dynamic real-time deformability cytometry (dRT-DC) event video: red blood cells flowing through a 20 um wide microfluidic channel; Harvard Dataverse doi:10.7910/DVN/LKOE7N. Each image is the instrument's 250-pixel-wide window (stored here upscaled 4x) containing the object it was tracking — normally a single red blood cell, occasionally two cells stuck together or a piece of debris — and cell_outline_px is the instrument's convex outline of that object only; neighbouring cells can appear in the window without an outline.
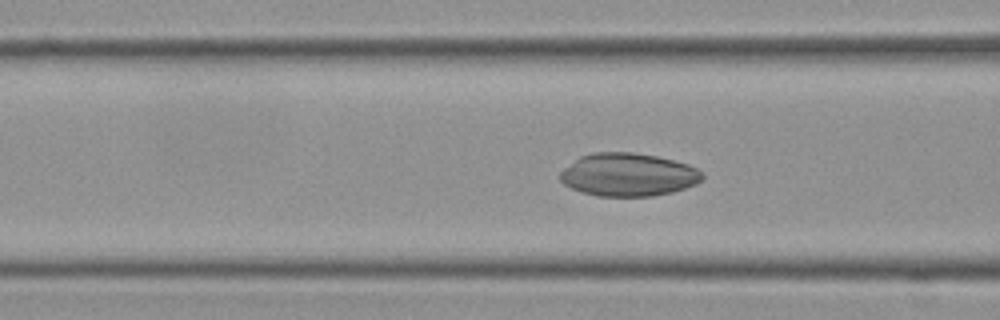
{"species": "Egyptian fruit bat (a non-hibernating species)", "species_latin": "Rousettus aegyptiacus", "temperature_condition": "cold", "stored_images_in_passage": 42, "camera_frame_rate_fps": 3000, "um_per_image_px": 0.085, "frame": {"image": 1, "passage_image": 7, "time_ms": 2.0, "image_size_px": [1000, 320], "cell_outline_px": [[704, 176], [696, 184], [672, 192], [652, 196], [596, 196], [572, 188], [564, 184], [560, 180], [560, 172], [564, 168], [580, 156], [592, 152], [632, 152], [656, 156], [688, 164], [704, 172]], "centroid_in_image_um": [53.4, 14.84], "position_along_channel_um": 113.2, "area_um2": 35.6}}
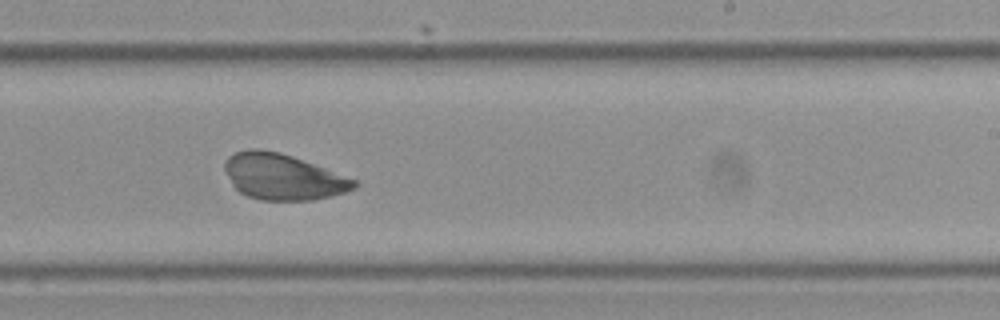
{"frame": {"image": 2, "passage_image": 20, "time_ms": 6.333, "image_size_px": [1000, 320], "cell_outline_px": [[360, 184], [356, 188], [344, 192], [312, 200], [260, 200], [248, 196], [240, 192], [232, 184], [224, 168], [224, 160], [228, 156], [236, 152], [248, 148], [256, 148], [280, 152], [292, 156], [356, 180]], "centroid_in_image_um": [24.02, 15.02], "position_along_channel_um": 265.0, "area_um2": 34.39}}
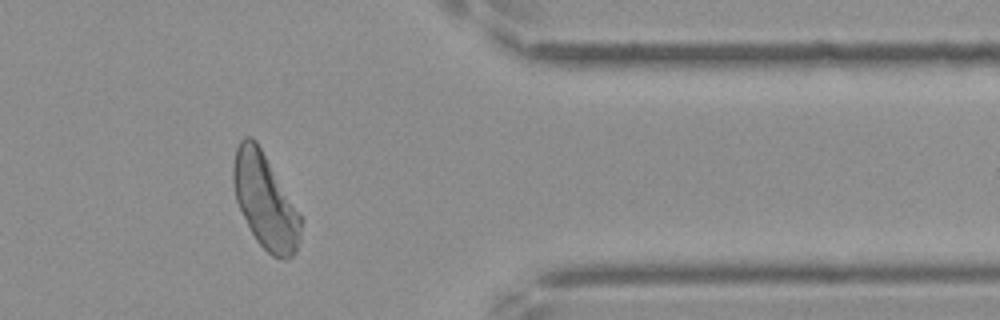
{"frame": {"image": 3, "passage_image": 32, "time_ms": 10.333, "image_size_px": [1000, 320], "cell_outline_px": [[304, 220], [300, 240], [296, 252], [288, 260], [280, 260], [272, 256], [256, 240], [236, 200], [232, 180], [232, 164], [236, 148], [240, 140], [244, 136], [252, 136], [256, 140], [300, 212]], "centroid_in_image_um": [22.57, 17.1], "position_along_channel_um": 388.8, "area_um2": 37.74}}